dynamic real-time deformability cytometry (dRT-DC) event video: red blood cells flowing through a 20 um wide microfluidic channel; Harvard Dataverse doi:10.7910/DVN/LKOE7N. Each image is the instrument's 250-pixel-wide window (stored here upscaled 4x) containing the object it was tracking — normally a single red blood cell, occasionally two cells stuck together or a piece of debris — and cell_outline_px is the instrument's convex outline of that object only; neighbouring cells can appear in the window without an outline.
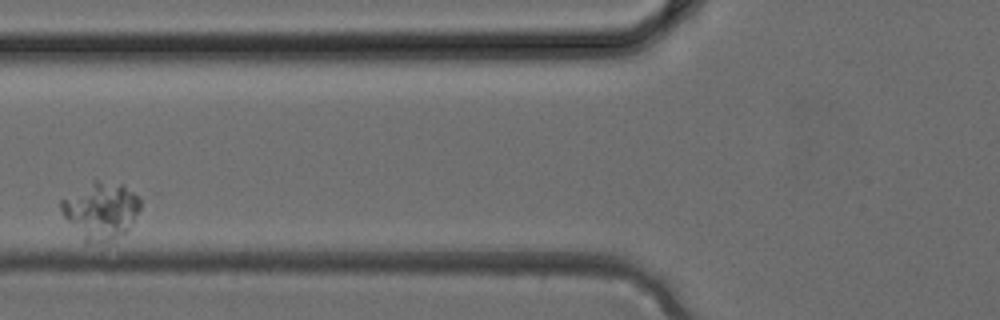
{"species": "common noctule bat (a hibernating species)", "species_latin": "Nyctalus noctula", "temperature_condition": "cold", "stored_images_in_passage": 3, "camera_frame_rate_fps": 3000, "um_per_image_px": 0.085, "animal": {"sex": "female", "body_mass_g": 24.6, "forearm_length_mm": 56.2}, "frame": {"image": 1, "passage_image": 2, "time_ms": 0.333, "image_size_px": [1000, 320], "cell_outline_px": [[140, 208], [128, 232], [112, 244], [84, 244], [64, 216], [60, 208], [60, 200], [92, 180], [96, 180], [124, 184], [140, 196]], "centroid_in_image_um": [8.59, 17.96], "position_along_channel_um": 117.2, "area_um2": 27.4}}